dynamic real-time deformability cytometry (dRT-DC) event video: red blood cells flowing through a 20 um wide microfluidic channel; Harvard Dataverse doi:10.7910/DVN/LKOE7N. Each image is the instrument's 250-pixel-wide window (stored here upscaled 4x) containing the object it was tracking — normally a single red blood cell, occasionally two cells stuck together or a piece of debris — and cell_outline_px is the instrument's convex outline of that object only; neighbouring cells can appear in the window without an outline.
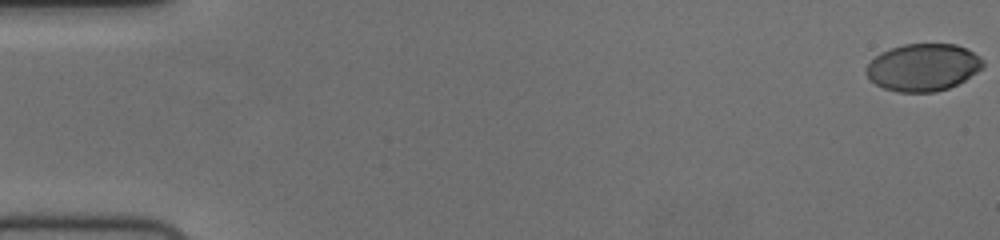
{"species": "human", "species_latin": "Homo sapiens", "temperature_condition": "cold", "stored_images_in_passage": 57, "camera_frame_rate_fps": 3000, "um_per_image_px": 0.085, "donor": {"sex": "female"}, "frame": {"image": 1, "passage_image": 1, "time_ms": 0.0, "image_size_px": [1000, 240], "cell_outline_px": [[984, 68], [964, 80], [948, 88], [936, 92], [896, 92], [884, 88], [876, 84], [864, 72], [864, 68], [880, 52], [904, 44], [956, 44], [980, 56], [984, 60]], "centroid_in_image_um": [78.46, 5.73], "position_along_channel_um": 6.5, "area_um2": 32.19}}
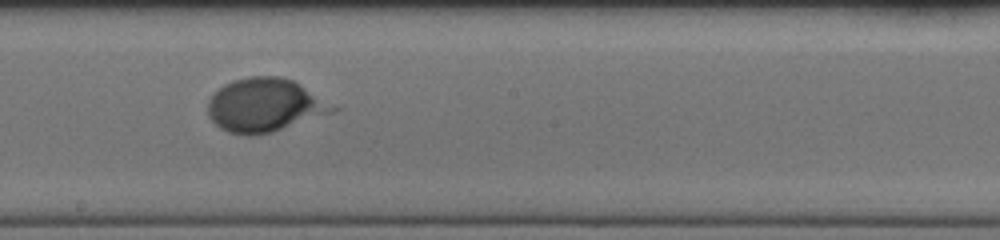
{"frame": {"image": 2, "passage_image": 33, "time_ms": 10.667, "image_size_px": [1000, 240], "cell_outline_px": [[344, 108], [272, 132], [252, 136], [244, 136], [228, 132], [220, 128], [208, 116], [208, 100], [224, 84], [232, 80], [248, 76], [280, 76], [292, 80], [300, 84]], "centroid_in_image_um": [22.54, 8.94], "position_along_channel_um": 225.7, "area_um2": 39.25}}
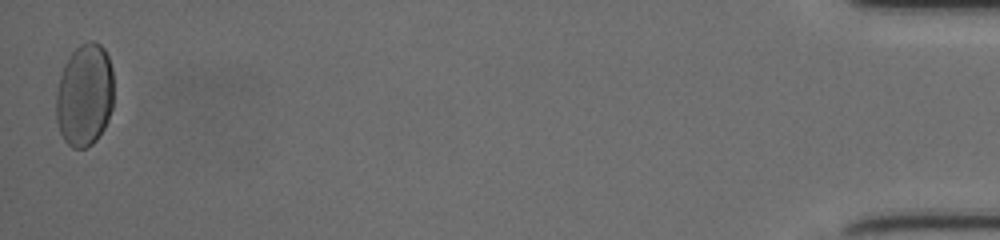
{"frame": {"image": 3, "passage_image": 57, "time_ms": 18.667, "image_size_px": [1000, 240], "cell_outline_px": [[112, 108], [108, 120], [104, 128], [96, 140], [92, 144], [84, 148], [72, 148], [64, 140], [60, 132], [56, 120], [56, 92], [60, 76], [64, 64], [72, 52], [80, 44], [88, 40], [92, 40], [100, 44], [104, 48], [108, 56], [112, 68]], "centroid_in_image_um": [7.18, 8.08], "position_along_channel_um": 428.0, "area_um2": 34.68}}